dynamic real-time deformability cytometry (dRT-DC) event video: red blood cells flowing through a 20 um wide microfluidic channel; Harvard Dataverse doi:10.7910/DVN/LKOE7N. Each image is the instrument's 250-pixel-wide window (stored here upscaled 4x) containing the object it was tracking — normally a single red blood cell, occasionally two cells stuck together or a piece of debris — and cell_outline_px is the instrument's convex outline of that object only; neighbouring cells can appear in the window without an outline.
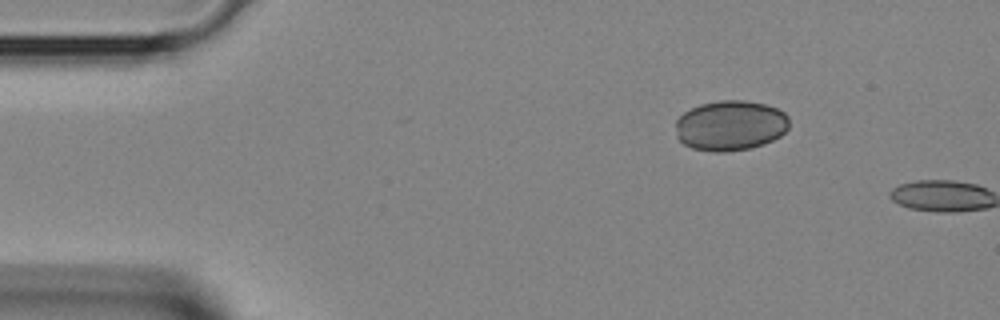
{"species": "Egyptian fruit bat (a non-hibernating species)", "species_latin": "Rousettus aegyptiacus", "temperature_condition": "room temperature", "stored_images_in_passage": 5, "segment_of_instrument_passage": [2, 2], "camera_frame_rate_fps": 3000, "um_per_image_px": 0.085, "animal": {"sex": "female"}, "frame": {"image": 1, "passage_image": 5, "time_ms": 1.333, "image_size_px": [1000, 320], "cell_outline_px": [[788, 128], [780, 136], [764, 144], [748, 148], [728, 152], [712, 152], [692, 148], [684, 144], [676, 136], [676, 120], [684, 112], [700, 104], [720, 100], [744, 100], [764, 104], [776, 108], [784, 112], [788, 116]], "centroid_in_image_um": [62.07, 10.67], "position_along_channel_um": 22.9, "area_um2": 33.29}}